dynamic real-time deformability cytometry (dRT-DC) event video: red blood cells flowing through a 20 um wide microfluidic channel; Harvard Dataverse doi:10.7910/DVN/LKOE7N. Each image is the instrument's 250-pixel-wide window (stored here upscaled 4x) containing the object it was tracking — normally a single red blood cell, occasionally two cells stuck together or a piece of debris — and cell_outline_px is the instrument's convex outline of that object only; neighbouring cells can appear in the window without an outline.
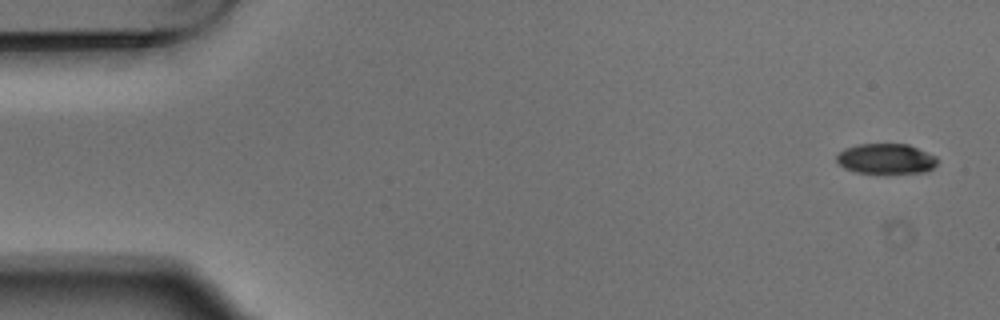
{"species": "Egyptian fruit bat (a non-hibernating species)", "species_latin": "Rousettus aegyptiacus", "temperature_condition": "warm", "stored_images_in_passage": 5, "camera_frame_rate_fps": 3000, "um_per_image_px": 0.085, "animal": {"sex": "male"}, "frame": {"image": 1, "passage_image": 1, "time_ms": 0.0, "image_size_px": [1000, 320], "cell_outline_px": [[940, 160], [932, 168], [924, 172], [856, 172], [844, 168], [836, 160], [836, 156], [844, 148], [856, 144], [908, 144], [936, 156]], "centroid_in_image_um": [75.31, 13.47], "position_along_channel_um": 9.7, "area_um2": 17.57}}
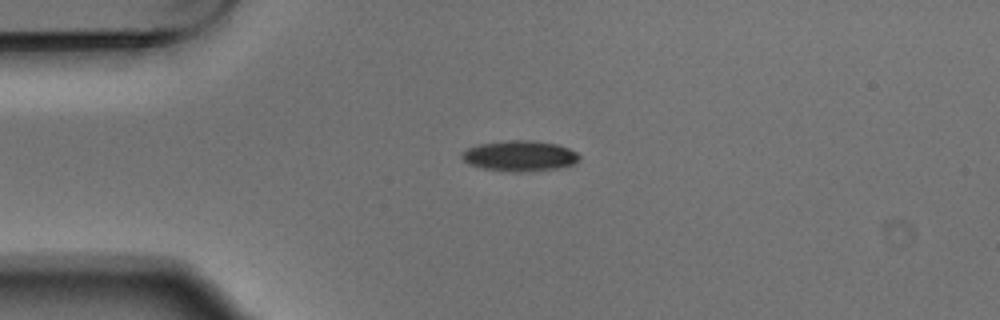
{"frame": {"image": 2, "passage_image": 4, "time_ms": 1.0, "image_size_px": [1000, 320], "cell_outline_px": [[580, 160], [576, 164], [556, 168], [520, 172], [516, 172], [484, 168], [468, 164], [460, 156], [460, 152], [468, 148], [480, 144], [512, 140], [532, 140], [556, 144], [568, 148], [576, 152], [580, 156]], "centroid_in_image_um": [44.19, 13.25], "position_along_channel_um": 40.8, "area_um2": 20.81}}